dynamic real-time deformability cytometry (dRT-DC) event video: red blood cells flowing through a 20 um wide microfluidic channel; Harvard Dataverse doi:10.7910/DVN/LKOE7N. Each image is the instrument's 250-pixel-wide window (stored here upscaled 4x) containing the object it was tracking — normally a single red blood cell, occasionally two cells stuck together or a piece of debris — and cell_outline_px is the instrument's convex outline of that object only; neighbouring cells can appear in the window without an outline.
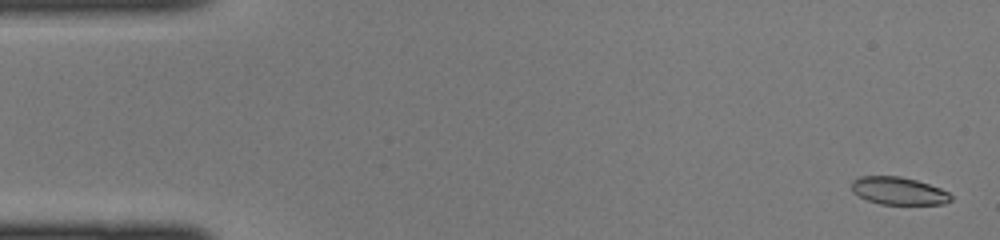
{"species": "common noctule bat (a hibernating species)", "species_latin": "Nyctalus noctula", "temperature_condition": "cold", "stored_images_in_passage": 45, "camera_frame_rate_fps": 3000, "um_per_image_px": 0.085, "animal": {"sex": "female", "body_mass_g": 22.0, "forearm_length_mm": 56.7}, "frame": {"image": 1, "passage_image": 2, "time_ms": 0.333, "image_size_px": [1000, 240], "cell_outline_px": [[952, 200], [944, 204], [880, 204], [868, 200], [852, 192], [852, 180], [860, 176], [900, 176], [916, 180], [940, 188], [948, 192], [952, 196]], "centroid_in_image_um": [76.38, 16.22], "position_along_channel_um": 8.6, "area_um2": 15.95}}
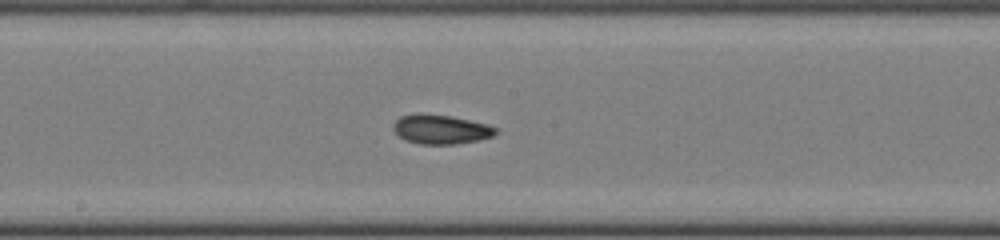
{"frame": {"image": 2, "passage_image": 24, "time_ms": 7.667, "image_size_px": [1000, 240], "cell_outline_px": [[496, 132], [492, 136], [480, 140], [456, 144], [420, 144], [404, 140], [392, 128], [392, 124], [400, 116], [420, 112], [452, 116], [488, 124], [496, 128]], "centroid_in_image_um": [37.44, 10.98], "position_along_channel_um": 210.8, "area_um2": 17.69}}
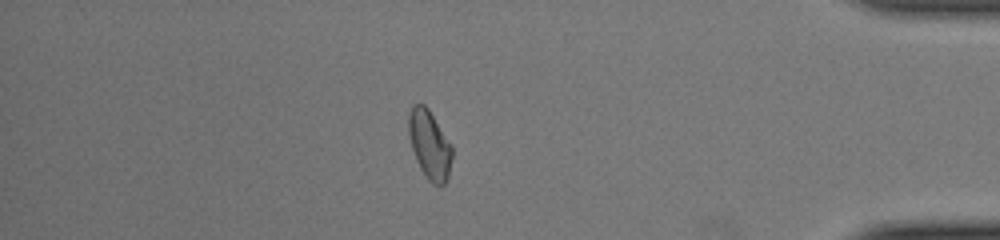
{"frame": {"image": 3, "passage_image": 39, "time_ms": 12.667, "image_size_px": [1000, 240], "cell_outline_px": [[452, 156], [448, 176], [444, 184], [432, 184], [428, 180], [420, 168], [416, 160], [412, 148], [408, 132], [408, 116], [412, 104], [424, 104], [428, 108], [452, 144]], "centroid_in_image_um": [36.51, 12.27], "position_along_channel_um": 398.7, "area_um2": 17.4}}